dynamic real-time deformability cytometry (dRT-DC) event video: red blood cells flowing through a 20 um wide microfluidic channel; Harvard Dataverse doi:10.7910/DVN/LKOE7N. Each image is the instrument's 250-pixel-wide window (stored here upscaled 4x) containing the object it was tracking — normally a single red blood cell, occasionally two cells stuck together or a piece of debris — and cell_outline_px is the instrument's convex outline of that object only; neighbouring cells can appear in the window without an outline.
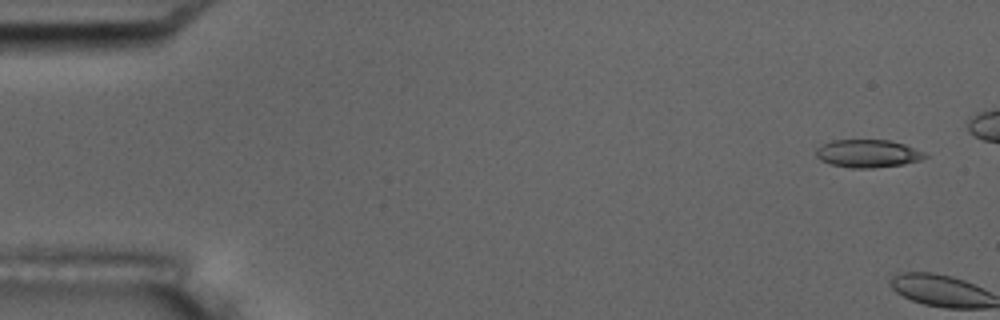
{"species": "common noctule bat (a hibernating species)", "species_latin": "Nyctalus noctula", "temperature_condition": "room temperature", "stored_images_in_passage": 2, "camera_frame_rate_fps": 3000, "um_per_image_px": 0.085, "animal": {"sex": "male", "body_mass_g": 17.5, "forearm_length_mm": 52.3}, "frame": {"image": 1, "passage_image": 1, "time_ms": 0.0, "image_size_px": [1000, 320], "cell_outline_px": [[928, 156], [920, 160], [904, 164], [872, 168], [852, 168], [832, 164], [820, 160], [816, 156], [816, 148], [832, 140], [892, 140], [904, 144], [924, 152]], "centroid_in_image_um": [73.77, 13.05], "position_along_channel_um": 11.2, "area_um2": 17.63}}